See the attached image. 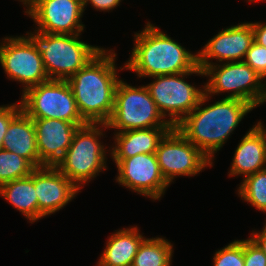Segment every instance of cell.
Instances as JSON below:
<instances>
[{"instance_id":"26","label":"cell","mask_w":266,"mask_h":266,"mask_svg":"<svg viewBox=\"0 0 266 266\" xmlns=\"http://www.w3.org/2000/svg\"><path fill=\"white\" fill-rule=\"evenodd\" d=\"M243 60L254 71H256L263 80L266 78V47L259 45L255 41L246 52Z\"/></svg>"},{"instance_id":"14","label":"cell","mask_w":266,"mask_h":266,"mask_svg":"<svg viewBox=\"0 0 266 266\" xmlns=\"http://www.w3.org/2000/svg\"><path fill=\"white\" fill-rule=\"evenodd\" d=\"M253 41L254 33L251 23H239L223 29L197 53L198 66L203 70L211 65L210 59H217L220 63L222 61H243Z\"/></svg>"},{"instance_id":"31","label":"cell","mask_w":266,"mask_h":266,"mask_svg":"<svg viewBox=\"0 0 266 266\" xmlns=\"http://www.w3.org/2000/svg\"><path fill=\"white\" fill-rule=\"evenodd\" d=\"M252 236L250 237L263 251V253L266 255V223L264 225V228L262 229V232H252Z\"/></svg>"},{"instance_id":"28","label":"cell","mask_w":266,"mask_h":266,"mask_svg":"<svg viewBox=\"0 0 266 266\" xmlns=\"http://www.w3.org/2000/svg\"><path fill=\"white\" fill-rule=\"evenodd\" d=\"M21 105L14 103L7 106H0V149L3 148V138L11 120L21 111Z\"/></svg>"},{"instance_id":"24","label":"cell","mask_w":266,"mask_h":266,"mask_svg":"<svg viewBox=\"0 0 266 266\" xmlns=\"http://www.w3.org/2000/svg\"><path fill=\"white\" fill-rule=\"evenodd\" d=\"M35 167L25 158L0 149V186L29 176Z\"/></svg>"},{"instance_id":"23","label":"cell","mask_w":266,"mask_h":266,"mask_svg":"<svg viewBox=\"0 0 266 266\" xmlns=\"http://www.w3.org/2000/svg\"><path fill=\"white\" fill-rule=\"evenodd\" d=\"M239 186V197L266 213V168L246 176Z\"/></svg>"},{"instance_id":"20","label":"cell","mask_w":266,"mask_h":266,"mask_svg":"<svg viewBox=\"0 0 266 266\" xmlns=\"http://www.w3.org/2000/svg\"><path fill=\"white\" fill-rule=\"evenodd\" d=\"M144 239L137 226L117 230L107 240L97 266H131Z\"/></svg>"},{"instance_id":"4","label":"cell","mask_w":266,"mask_h":266,"mask_svg":"<svg viewBox=\"0 0 266 266\" xmlns=\"http://www.w3.org/2000/svg\"><path fill=\"white\" fill-rule=\"evenodd\" d=\"M27 38L42 56L50 80H68L103 48L79 40L81 34H51L34 30Z\"/></svg>"},{"instance_id":"5","label":"cell","mask_w":266,"mask_h":266,"mask_svg":"<svg viewBox=\"0 0 266 266\" xmlns=\"http://www.w3.org/2000/svg\"><path fill=\"white\" fill-rule=\"evenodd\" d=\"M102 128H108L107 124L87 123L79 127L73 135L68 150L55 166L78 189H82L83 184L90 182L107 167L106 150L98 140L105 135Z\"/></svg>"},{"instance_id":"13","label":"cell","mask_w":266,"mask_h":266,"mask_svg":"<svg viewBox=\"0 0 266 266\" xmlns=\"http://www.w3.org/2000/svg\"><path fill=\"white\" fill-rule=\"evenodd\" d=\"M84 10L79 0H35L25 13L37 23L41 33L74 35L84 30Z\"/></svg>"},{"instance_id":"12","label":"cell","mask_w":266,"mask_h":266,"mask_svg":"<svg viewBox=\"0 0 266 266\" xmlns=\"http://www.w3.org/2000/svg\"><path fill=\"white\" fill-rule=\"evenodd\" d=\"M112 159L118 169L116 181L137 194L160 200L170 185L161 173L155 153Z\"/></svg>"},{"instance_id":"1","label":"cell","mask_w":266,"mask_h":266,"mask_svg":"<svg viewBox=\"0 0 266 266\" xmlns=\"http://www.w3.org/2000/svg\"><path fill=\"white\" fill-rule=\"evenodd\" d=\"M209 98L204 93L199 104L175 127L213 162V155L223 147L244 116L255 107L244 100L222 98L201 108Z\"/></svg>"},{"instance_id":"15","label":"cell","mask_w":266,"mask_h":266,"mask_svg":"<svg viewBox=\"0 0 266 266\" xmlns=\"http://www.w3.org/2000/svg\"><path fill=\"white\" fill-rule=\"evenodd\" d=\"M34 187L38 201V220L64 208L80 191L55 166L35 168Z\"/></svg>"},{"instance_id":"29","label":"cell","mask_w":266,"mask_h":266,"mask_svg":"<svg viewBox=\"0 0 266 266\" xmlns=\"http://www.w3.org/2000/svg\"><path fill=\"white\" fill-rule=\"evenodd\" d=\"M88 2L91 4L94 9L100 11H110L111 9L119 6L121 0H85L83 8L87 6Z\"/></svg>"},{"instance_id":"19","label":"cell","mask_w":266,"mask_h":266,"mask_svg":"<svg viewBox=\"0 0 266 266\" xmlns=\"http://www.w3.org/2000/svg\"><path fill=\"white\" fill-rule=\"evenodd\" d=\"M173 127H152L147 129L116 132L115 145L111 147L112 158H130L137 154L156 153L160 140Z\"/></svg>"},{"instance_id":"25","label":"cell","mask_w":266,"mask_h":266,"mask_svg":"<svg viewBox=\"0 0 266 266\" xmlns=\"http://www.w3.org/2000/svg\"><path fill=\"white\" fill-rule=\"evenodd\" d=\"M213 263L214 266H244V240H235L216 251Z\"/></svg>"},{"instance_id":"10","label":"cell","mask_w":266,"mask_h":266,"mask_svg":"<svg viewBox=\"0 0 266 266\" xmlns=\"http://www.w3.org/2000/svg\"><path fill=\"white\" fill-rule=\"evenodd\" d=\"M155 154L161 173L169 184L176 176L197 175L214 163L176 127L169 130L160 140Z\"/></svg>"},{"instance_id":"2","label":"cell","mask_w":266,"mask_h":266,"mask_svg":"<svg viewBox=\"0 0 266 266\" xmlns=\"http://www.w3.org/2000/svg\"><path fill=\"white\" fill-rule=\"evenodd\" d=\"M114 50L102 49L67 81L87 123H107L114 110L117 76Z\"/></svg>"},{"instance_id":"18","label":"cell","mask_w":266,"mask_h":266,"mask_svg":"<svg viewBox=\"0 0 266 266\" xmlns=\"http://www.w3.org/2000/svg\"><path fill=\"white\" fill-rule=\"evenodd\" d=\"M2 149L27 159L35 168L40 167L33 119L23 110L9 123Z\"/></svg>"},{"instance_id":"27","label":"cell","mask_w":266,"mask_h":266,"mask_svg":"<svg viewBox=\"0 0 266 266\" xmlns=\"http://www.w3.org/2000/svg\"><path fill=\"white\" fill-rule=\"evenodd\" d=\"M244 266H266V255L251 238L244 240Z\"/></svg>"},{"instance_id":"33","label":"cell","mask_w":266,"mask_h":266,"mask_svg":"<svg viewBox=\"0 0 266 266\" xmlns=\"http://www.w3.org/2000/svg\"><path fill=\"white\" fill-rule=\"evenodd\" d=\"M249 2H257V1H260V0H248Z\"/></svg>"},{"instance_id":"8","label":"cell","mask_w":266,"mask_h":266,"mask_svg":"<svg viewBox=\"0 0 266 266\" xmlns=\"http://www.w3.org/2000/svg\"><path fill=\"white\" fill-rule=\"evenodd\" d=\"M21 109L31 119L54 118L84 126L73 91L67 80H48L22 93Z\"/></svg>"},{"instance_id":"9","label":"cell","mask_w":266,"mask_h":266,"mask_svg":"<svg viewBox=\"0 0 266 266\" xmlns=\"http://www.w3.org/2000/svg\"><path fill=\"white\" fill-rule=\"evenodd\" d=\"M192 74L204 75L197 66L194 70L180 74L153 76V82L146 85L150 96L164 118L168 115L170 124L175 127L199 104L205 86L198 89L187 83L184 78ZM168 113V114H167Z\"/></svg>"},{"instance_id":"32","label":"cell","mask_w":266,"mask_h":266,"mask_svg":"<svg viewBox=\"0 0 266 266\" xmlns=\"http://www.w3.org/2000/svg\"><path fill=\"white\" fill-rule=\"evenodd\" d=\"M35 0H20L27 7V9L33 4Z\"/></svg>"},{"instance_id":"22","label":"cell","mask_w":266,"mask_h":266,"mask_svg":"<svg viewBox=\"0 0 266 266\" xmlns=\"http://www.w3.org/2000/svg\"><path fill=\"white\" fill-rule=\"evenodd\" d=\"M173 244L163 237L146 238L131 266H171Z\"/></svg>"},{"instance_id":"3","label":"cell","mask_w":266,"mask_h":266,"mask_svg":"<svg viewBox=\"0 0 266 266\" xmlns=\"http://www.w3.org/2000/svg\"><path fill=\"white\" fill-rule=\"evenodd\" d=\"M135 43L124 68L138 77L180 74L198 66V55L192 54L150 22L134 35Z\"/></svg>"},{"instance_id":"17","label":"cell","mask_w":266,"mask_h":266,"mask_svg":"<svg viewBox=\"0 0 266 266\" xmlns=\"http://www.w3.org/2000/svg\"><path fill=\"white\" fill-rule=\"evenodd\" d=\"M231 164L229 176L243 175V178L266 168V128L261 121L242 138Z\"/></svg>"},{"instance_id":"30","label":"cell","mask_w":266,"mask_h":266,"mask_svg":"<svg viewBox=\"0 0 266 266\" xmlns=\"http://www.w3.org/2000/svg\"><path fill=\"white\" fill-rule=\"evenodd\" d=\"M251 24L254 33V41L259 45L266 47V23L251 22Z\"/></svg>"},{"instance_id":"21","label":"cell","mask_w":266,"mask_h":266,"mask_svg":"<svg viewBox=\"0 0 266 266\" xmlns=\"http://www.w3.org/2000/svg\"><path fill=\"white\" fill-rule=\"evenodd\" d=\"M0 195L33 223L38 220V201L34 187V170L24 178L0 186Z\"/></svg>"},{"instance_id":"7","label":"cell","mask_w":266,"mask_h":266,"mask_svg":"<svg viewBox=\"0 0 266 266\" xmlns=\"http://www.w3.org/2000/svg\"><path fill=\"white\" fill-rule=\"evenodd\" d=\"M203 71L204 76L209 77L204 86L205 93L210 97L231 91L225 98L244 100L254 107L266 102V81L244 61L223 65L211 62Z\"/></svg>"},{"instance_id":"16","label":"cell","mask_w":266,"mask_h":266,"mask_svg":"<svg viewBox=\"0 0 266 266\" xmlns=\"http://www.w3.org/2000/svg\"><path fill=\"white\" fill-rule=\"evenodd\" d=\"M40 167L56 166L62 159L73 135L79 128L76 124L58 119H33Z\"/></svg>"},{"instance_id":"11","label":"cell","mask_w":266,"mask_h":266,"mask_svg":"<svg viewBox=\"0 0 266 266\" xmlns=\"http://www.w3.org/2000/svg\"><path fill=\"white\" fill-rule=\"evenodd\" d=\"M0 43V64L7 78L24 85L23 92L49 79L42 56L27 36L4 37Z\"/></svg>"},{"instance_id":"6","label":"cell","mask_w":266,"mask_h":266,"mask_svg":"<svg viewBox=\"0 0 266 266\" xmlns=\"http://www.w3.org/2000/svg\"><path fill=\"white\" fill-rule=\"evenodd\" d=\"M106 124L119 132L173 127L158 110L146 86L137 88L122 80L117 84L113 114Z\"/></svg>"}]
</instances>
